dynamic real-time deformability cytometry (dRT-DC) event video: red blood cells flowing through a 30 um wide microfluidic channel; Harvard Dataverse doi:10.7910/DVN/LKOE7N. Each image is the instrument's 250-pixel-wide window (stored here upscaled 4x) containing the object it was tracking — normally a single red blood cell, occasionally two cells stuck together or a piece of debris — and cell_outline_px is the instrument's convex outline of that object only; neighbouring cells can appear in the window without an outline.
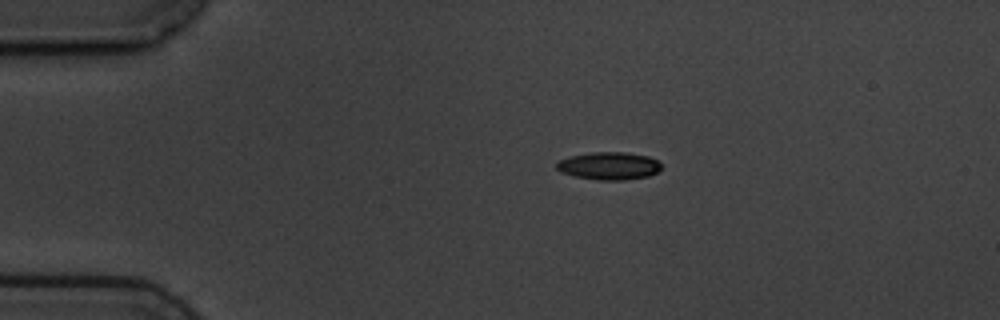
{"species": "common noctule bat (a hibernating species)", "species_latin": "Nyctalus noctula", "temperature_condition": "cold", "stored_images_in_passage": 9, "camera_frame_rate_fps": 3000, "um_per_image_px": 0.085, "animal": {"sex": "male", "body_mass_g": 19.5, "forearm_length_mm": 54.6}, "frame": {"image": 1, "passage_image": 1, "time_ms": 0.0, "image_size_px": [1000, 320], "cell_outline_px": [[660, 168], [656, 172], [648, 176], [624, 180], [596, 180], [576, 176], [560, 172], [556, 168], [556, 160], [568, 156], [592, 152], [624, 152], [648, 156], [656, 160], [660, 164]], "centroid_in_image_um": [51.7, 14.09], "position_along_channel_um": 33.3, "area_um2": 16.94}}
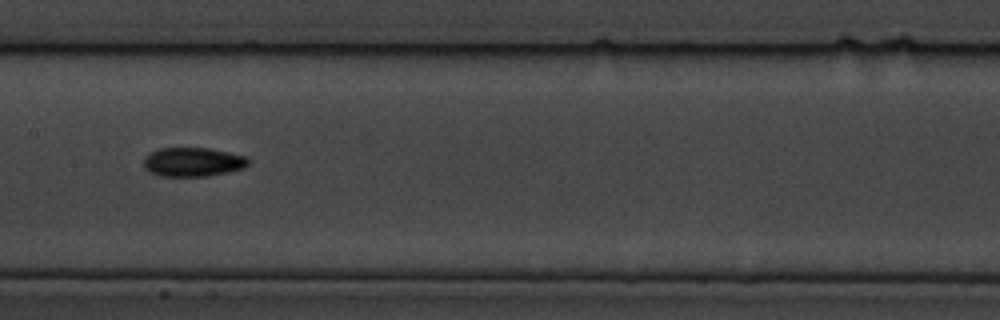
{"frame": {"image": 2, "passage_image": 6, "time_ms": 5.667, "image_size_px": [1000, 320], "cell_outline_px": [[248, 164], [244, 168], [208, 176], [160, 176], [148, 172], [144, 168], [144, 156], [160, 148], [208, 148], [228, 152], [244, 156], [248, 160]], "centroid_in_image_um": [16.35, 13.77], "position_along_channel_um": 191.0, "area_um2": 17.63}}
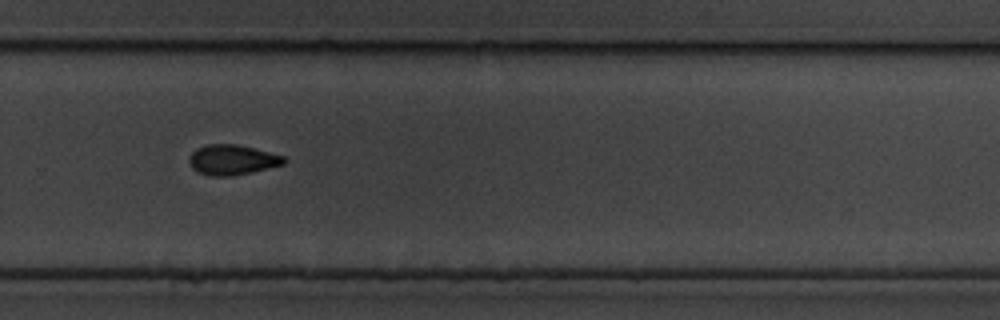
{"frame": {"image": 3, "passage_image": 9, "time_ms": 9.0, "image_size_px": [1000, 320], "cell_outline_px": [[288, 160], [284, 164], [252, 172], [232, 176], [212, 176], [196, 172], [192, 168], [188, 160], [192, 152], [196, 148], [208, 144], [236, 144], [284, 156]], "centroid_in_image_um": [19.72, 13.59], "position_along_channel_um": 310.1, "area_um2": 16.65}}